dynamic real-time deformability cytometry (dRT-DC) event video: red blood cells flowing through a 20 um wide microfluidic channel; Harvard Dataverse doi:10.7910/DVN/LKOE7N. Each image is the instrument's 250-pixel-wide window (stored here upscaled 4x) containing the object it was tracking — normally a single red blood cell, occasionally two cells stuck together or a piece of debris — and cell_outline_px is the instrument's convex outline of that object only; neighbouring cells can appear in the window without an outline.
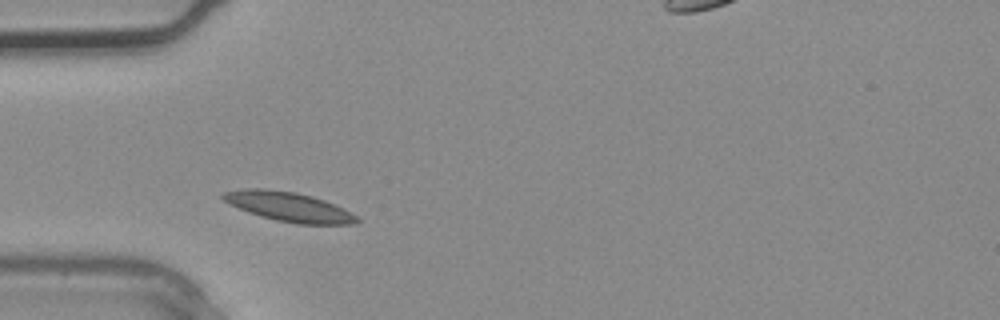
{"species": "common noctule bat (a hibernating species)", "species_latin": "Nyctalus noctula", "temperature_condition": "warm", "stored_images_in_passage": 2, "camera_frame_rate_fps": 3000, "um_per_image_px": 0.085, "animal": {"sex": "male", "body_mass_g": 20.4}, "frame": {"image": 1, "passage_image": 1, "time_ms": 0.0, "image_size_px": [1000, 320], "cell_outline_px": [[360, 220], [352, 224], [296, 224], [276, 220], [260, 216], [228, 204], [220, 196], [224, 192], [244, 188], [264, 188], [296, 192], [312, 196], [324, 200], [344, 208], [356, 216]], "centroid_in_image_um": [24.53, 17.56], "position_along_channel_um": 60.5, "area_um2": 22.95}}
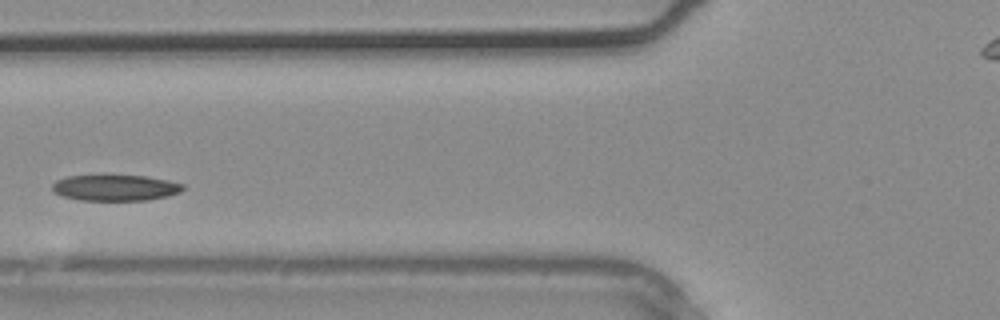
{"frame": {"image": 2, "passage_image": 2, "time_ms": 0.333, "image_size_px": [1000, 320], "cell_outline_px": [[184, 188], [180, 192], [168, 196], [148, 200], [80, 200], [64, 196], [52, 192], [52, 184], [56, 180], [68, 176], [100, 172], [144, 176], [168, 180], [184, 184]], "centroid_in_image_um": [9.75, 15.91], "position_along_channel_um": 116.0, "area_um2": 20.75}}